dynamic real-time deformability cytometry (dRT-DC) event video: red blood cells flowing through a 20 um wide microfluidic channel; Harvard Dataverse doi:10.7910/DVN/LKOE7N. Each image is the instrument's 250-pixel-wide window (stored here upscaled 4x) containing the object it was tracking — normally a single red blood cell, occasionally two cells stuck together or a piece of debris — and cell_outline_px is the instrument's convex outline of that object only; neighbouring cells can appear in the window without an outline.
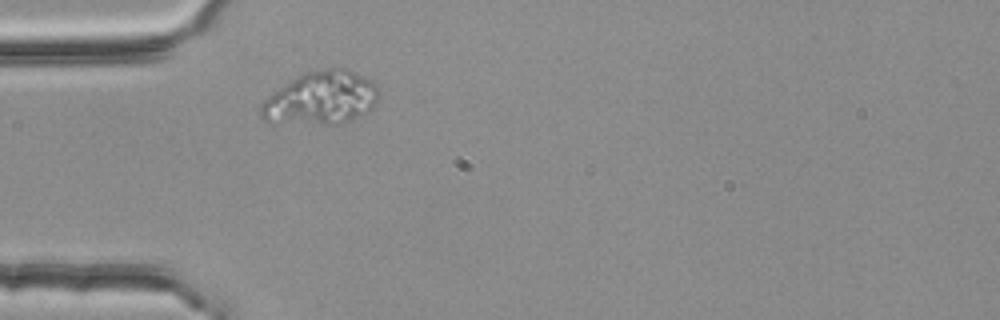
{"species": "common noctule bat (a hibernating species)", "species_latin": "Nyctalus noctula", "temperature_condition": "room temperature", "stored_images_in_passage": 1, "camera_frame_rate_fps": 3000, "um_per_image_px": 0.085, "animal": {"sex": "female", "body_mass_g": 25.1}, "frame": {"image": 1, "passage_image": 1, "time_ms": 0.0, "image_size_px": [1000, 320], "cell_outline_px": [[380, 92], [376, 104], [368, 112], [360, 116], [336, 124], [272, 124], [264, 120], [260, 116], [260, 104], [268, 96], [296, 76], [304, 72], [324, 68], [344, 68], [364, 76], [372, 80], [376, 84]], "centroid_in_image_um": [27.28, 8.35], "position_along_channel_um": 57.7, "area_um2": 37.05}}